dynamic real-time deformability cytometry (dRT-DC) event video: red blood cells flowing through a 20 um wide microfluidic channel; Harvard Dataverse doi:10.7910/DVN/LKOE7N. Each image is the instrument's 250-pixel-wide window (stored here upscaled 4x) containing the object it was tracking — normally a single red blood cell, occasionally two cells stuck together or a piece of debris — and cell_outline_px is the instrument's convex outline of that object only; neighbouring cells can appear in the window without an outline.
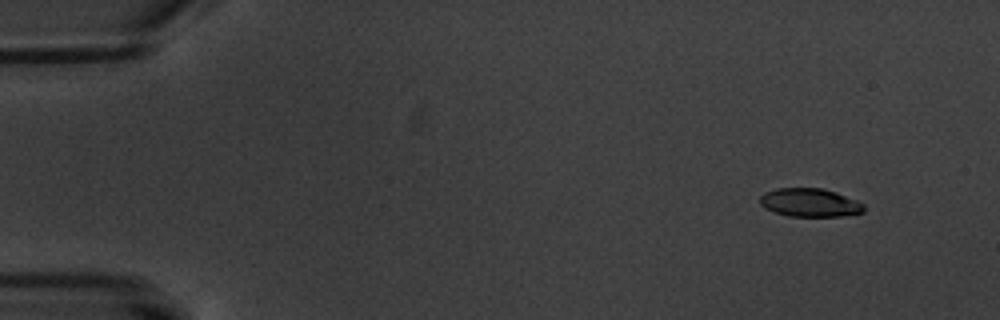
{"species": "common noctule bat (a hibernating species)", "species_latin": "Nyctalus noctula", "temperature_condition": "warm", "stored_images_in_passage": 6, "camera_frame_rate_fps": 3000, "um_per_image_px": 0.085, "animal": {"sex": "male", "body_mass_g": 20.1, "forearm_length_mm": 53.5}, "frame": {"image": 1, "passage_image": 1, "time_ms": 0.0, "image_size_px": [1000, 320], "cell_outline_px": [[864, 212], [840, 216], [788, 216], [764, 208], [760, 204], [760, 196], [764, 192], [776, 188], [824, 188], [836, 192], [856, 200], [864, 204]], "centroid_in_image_um": [68.82, 17.21], "position_along_channel_um": 16.2, "area_um2": 17.22}}
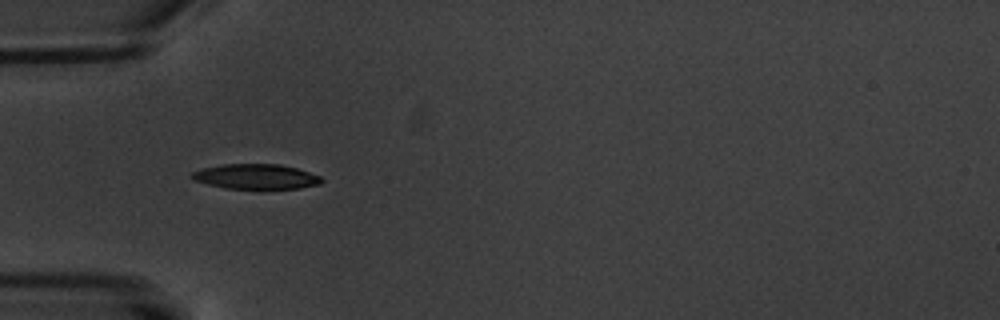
{"frame": {"image": 2, "passage_image": 5, "time_ms": 4.667, "image_size_px": [1000, 320], "cell_outline_px": [[324, 180], [320, 184], [300, 188], [260, 192], [224, 188], [192, 180], [188, 176], [192, 172], [200, 168], [220, 164], [280, 164], [296, 168], [320, 176]], "centroid_in_image_um": [21.72, 15.06], "position_along_channel_um": 63.3, "area_um2": 20.06}}